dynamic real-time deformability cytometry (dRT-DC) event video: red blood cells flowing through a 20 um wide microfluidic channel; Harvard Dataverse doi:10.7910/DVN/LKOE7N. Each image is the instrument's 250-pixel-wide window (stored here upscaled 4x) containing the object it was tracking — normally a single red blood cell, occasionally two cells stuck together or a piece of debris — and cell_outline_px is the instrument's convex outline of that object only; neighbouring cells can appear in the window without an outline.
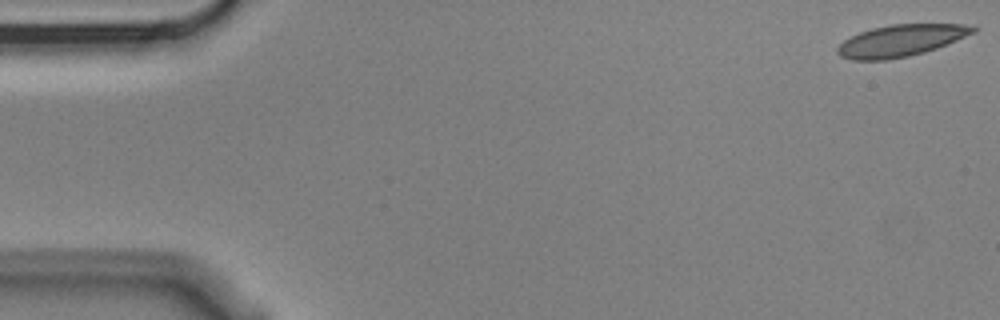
{"species": "Egyptian fruit bat (a non-hibernating species)", "species_latin": "Rousettus aegyptiacus", "temperature_condition": "cold", "stored_images_in_passage": 6, "segment_of_instrument_passage": [1, 2], "camera_frame_rate_fps": 3000, "um_per_image_px": 0.085, "animal": {"sex": "male"}, "frame": {"image": 1, "passage_image": 1, "time_ms": 0.0, "image_size_px": [1000, 320], "cell_outline_px": [[980, 28], [976, 32], [936, 48], [924, 52], [908, 56], [884, 60], [852, 60], [840, 56], [836, 52], [836, 48], [844, 40], [860, 32], [872, 28], [892, 24], [964, 24]], "centroid_in_image_um": [76.57, 3.45], "position_along_channel_um": 8.4, "area_um2": 24.97}}
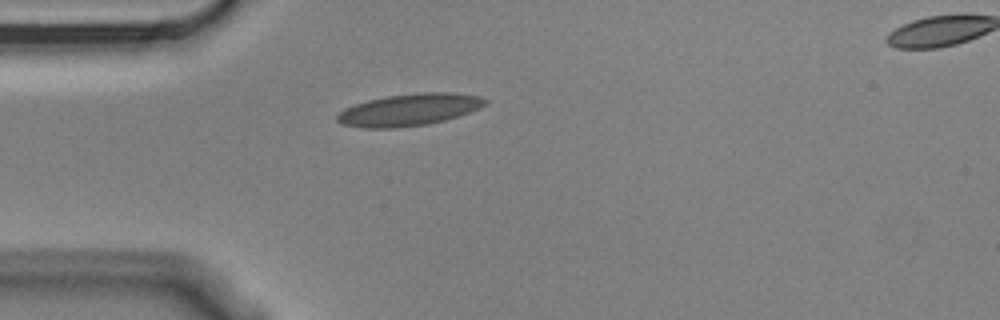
{"frame": {"image": 2, "passage_image": 5, "time_ms": 1.333, "image_size_px": [1000, 320], "cell_outline_px": [[488, 104], [480, 108], [444, 120], [428, 124], [396, 128], [364, 128], [340, 124], [336, 120], [336, 116], [344, 108], [368, 100], [388, 96], [420, 92], [456, 92], [480, 96], [488, 100]], "centroid_in_image_um": [34.79, 9.32], "position_along_channel_um": 50.2, "area_um2": 27.69}}